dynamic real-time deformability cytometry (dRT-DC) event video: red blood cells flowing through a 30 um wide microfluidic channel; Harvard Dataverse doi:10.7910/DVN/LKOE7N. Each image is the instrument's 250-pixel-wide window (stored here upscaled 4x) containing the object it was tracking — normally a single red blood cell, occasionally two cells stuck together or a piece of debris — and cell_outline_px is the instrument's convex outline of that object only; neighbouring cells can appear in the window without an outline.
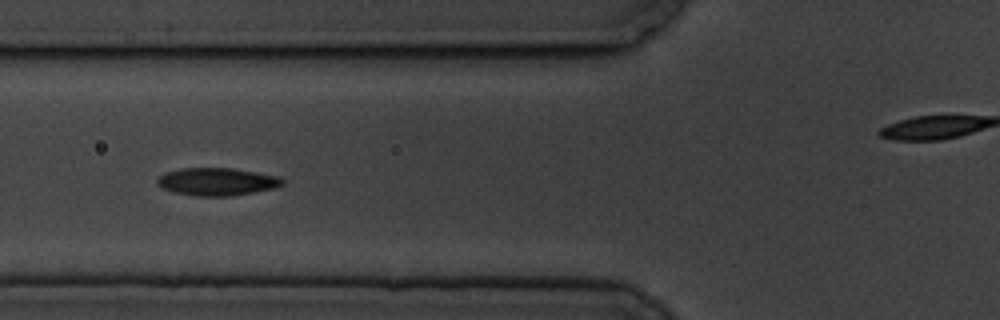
{"species": "common noctule bat (a hibernating species)", "species_latin": "Nyctalus noctula", "temperature_condition": "cold", "stored_images_in_passage": 8, "segment_of_instrument_passage": [1, 2], "camera_frame_rate_fps": 3000, "um_per_image_px": 0.085, "animal": {"sex": "male", "body_mass_g": 19.5, "forearm_length_mm": 54.6}, "frame": {"image": 1, "passage_image": 7, "time_ms": 7.0, "image_size_px": [1000, 320], "cell_outline_px": [[284, 184], [272, 188], [232, 196], [196, 196], [172, 192], [160, 188], [156, 184], [156, 180], [160, 176], [168, 172], [184, 168], [232, 168], [280, 176], [284, 180]], "centroid_in_image_um": [18.42, 15.45], "position_along_channel_um": 107.4, "area_um2": 20.17}}